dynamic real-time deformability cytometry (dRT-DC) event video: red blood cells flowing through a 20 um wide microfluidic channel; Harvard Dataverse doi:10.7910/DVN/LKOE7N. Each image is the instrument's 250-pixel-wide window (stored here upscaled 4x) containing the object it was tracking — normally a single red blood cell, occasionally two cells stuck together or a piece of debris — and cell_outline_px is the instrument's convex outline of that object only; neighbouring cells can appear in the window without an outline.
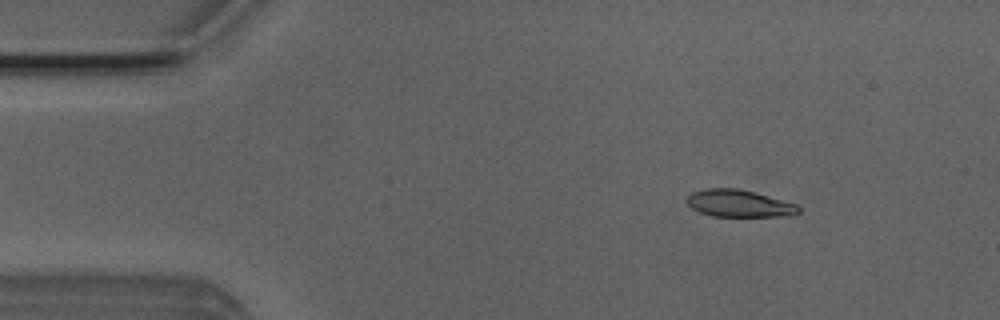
{"species": "Egyptian fruit bat (a non-hibernating species)", "species_latin": "Rousettus aegyptiacus", "temperature_condition": "room temperature", "stored_images_in_passage": 3, "camera_frame_rate_fps": 3000, "um_per_image_px": 0.085, "animal": {"sex": "male"}, "frame": {"image": 1, "passage_image": 1, "time_ms": 0.0, "image_size_px": [1000, 320], "cell_outline_px": [[800, 212], [792, 216], [712, 216], [700, 212], [692, 208], [684, 200], [692, 192], [708, 188], [736, 188], [756, 192], [796, 204], [800, 208]], "centroid_in_image_um": [62.82, 17.29], "position_along_channel_um": 22.2, "area_um2": 17.74}}